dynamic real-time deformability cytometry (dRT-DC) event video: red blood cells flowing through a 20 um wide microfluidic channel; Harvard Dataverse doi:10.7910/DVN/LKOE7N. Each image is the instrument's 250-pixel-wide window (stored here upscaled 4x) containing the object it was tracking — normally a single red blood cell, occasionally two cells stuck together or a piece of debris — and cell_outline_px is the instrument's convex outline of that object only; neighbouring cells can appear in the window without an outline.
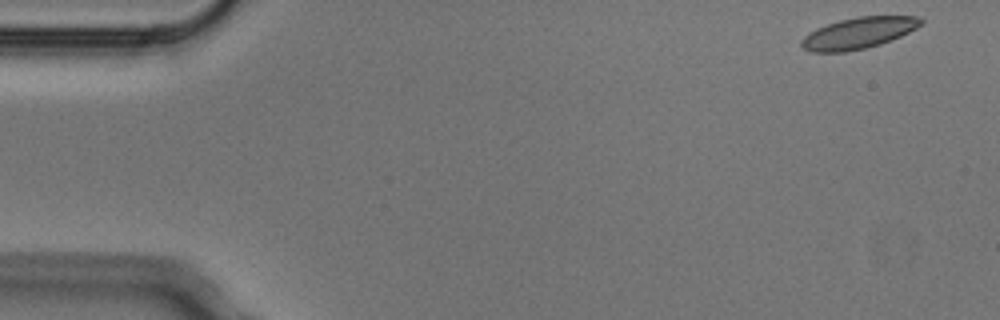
{"species": "Egyptian fruit bat (a non-hibernating species)", "species_latin": "Rousettus aegyptiacus", "temperature_condition": "cold", "stored_images_in_passage": 4, "camera_frame_rate_fps": 3000, "um_per_image_px": 0.085, "animal": {"sex": "male"}, "frame": {"image": 1, "passage_image": 1, "time_ms": 0.0, "image_size_px": [1000, 320], "cell_outline_px": [[924, 24], [900, 36], [880, 44], [864, 48], [844, 52], [812, 52], [804, 48], [800, 44], [800, 40], [808, 32], [816, 28], [840, 20], [856, 16], [920, 16], [924, 20]], "centroid_in_image_um": [72.97, 2.8], "position_along_channel_um": 12.0, "area_um2": 21.79}}